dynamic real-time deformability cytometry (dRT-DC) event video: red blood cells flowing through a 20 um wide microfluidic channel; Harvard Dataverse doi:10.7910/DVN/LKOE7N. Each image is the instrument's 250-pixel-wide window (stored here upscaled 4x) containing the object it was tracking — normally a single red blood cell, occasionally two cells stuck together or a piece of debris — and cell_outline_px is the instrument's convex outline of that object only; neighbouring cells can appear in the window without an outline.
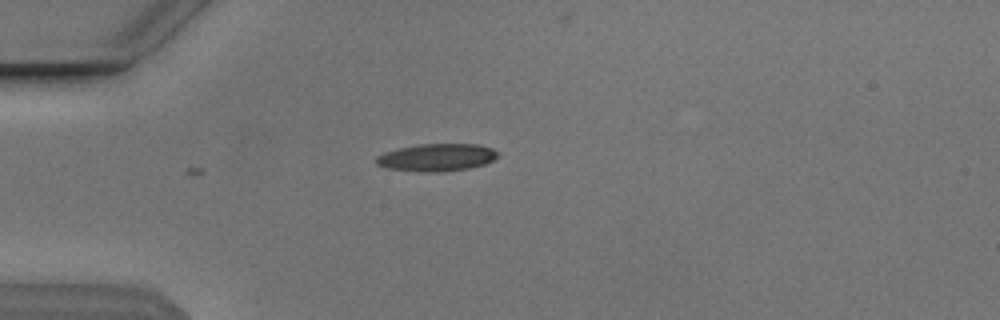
{"species": "Egyptian fruit bat (a non-hibernating species)", "species_latin": "Rousettus aegyptiacus", "temperature_condition": "cold", "stored_images_in_passage": 20, "camera_frame_rate_fps": 3000, "um_per_image_px": 0.085, "animal": {"sex": "male"}, "frame": {"image": 1, "passage_image": 1, "time_ms": 0.0, "image_size_px": [1000, 320], "cell_outline_px": [[500, 156], [484, 164], [468, 168], [432, 172], [424, 172], [388, 168], [376, 164], [376, 156], [384, 152], [400, 148], [420, 144], [480, 144], [492, 148], [500, 152]], "centroid_in_image_um": [37.16, 13.36], "position_along_channel_um": 47.8, "area_um2": 19.36}}
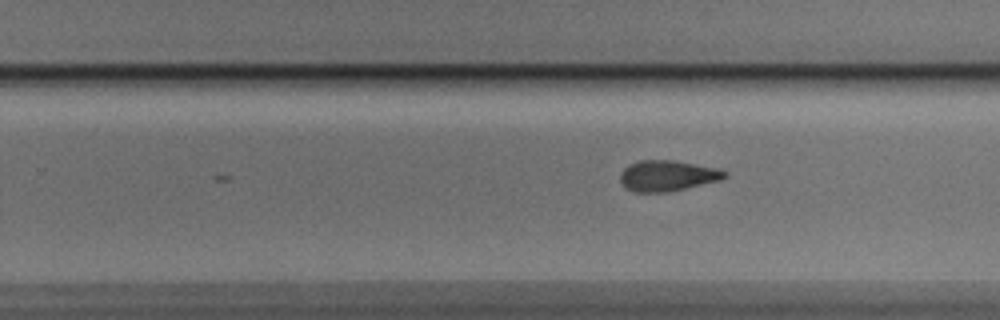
{"frame": {"image": 2, "passage_image": 20, "time_ms": 6.333, "image_size_px": [1000, 320], "cell_outline_px": [[728, 176], [720, 180], [668, 192], [636, 192], [628, 188], [620, 180], [620, 172], [628, 164], [640, 160], [672, 160], [716, 168], [728, 172]], "centroid_in_image_um": [56.73, 14.93], "position_along_channel_um": 273.1, "area_um2": 18.55}}